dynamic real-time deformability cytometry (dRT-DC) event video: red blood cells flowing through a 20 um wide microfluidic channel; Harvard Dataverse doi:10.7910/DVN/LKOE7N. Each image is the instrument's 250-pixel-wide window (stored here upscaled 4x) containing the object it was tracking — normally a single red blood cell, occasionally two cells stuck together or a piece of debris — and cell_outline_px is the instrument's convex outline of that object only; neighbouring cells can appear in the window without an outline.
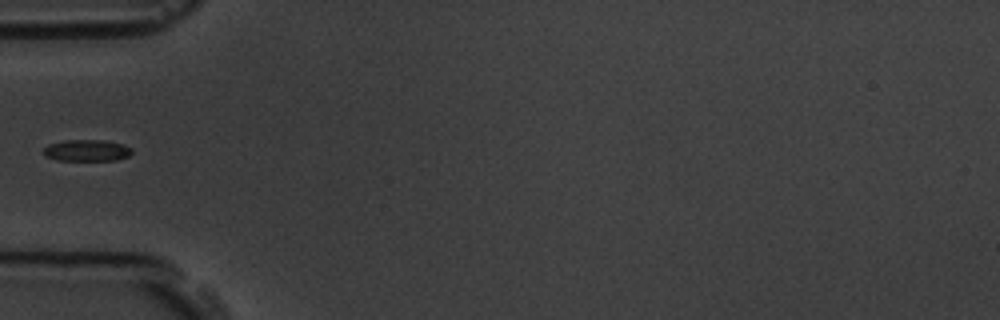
{"species": "common noctule bat (a hibernating species)", "species_latin": "Nyctalus noctula", "temperature_condition": "room temperature", "stored_images_in_passage": 5, "camera_frame_rate_fps": 3000, "um_per_image_px": 0.085, "animal": {"sex": "male", "body_mass_g": 19.5, "forearm_length_mm": 54.6}, "frame": {"image": 1, "passage_image": 5, "time_ms": 4.667, "image_size_px": [1000, 320], "cell_outline_px": [[132, 152], [128, 156], [116, 160], [56, 160], [44, 156], [44, 148], [48, 144], [64, 140], [104, 140], [120, 144], [132, 148]], "centroid_in_image_um": [7.34, 12.79], "position_along_channel_um": 77.7, "area_um2": 11.04}}